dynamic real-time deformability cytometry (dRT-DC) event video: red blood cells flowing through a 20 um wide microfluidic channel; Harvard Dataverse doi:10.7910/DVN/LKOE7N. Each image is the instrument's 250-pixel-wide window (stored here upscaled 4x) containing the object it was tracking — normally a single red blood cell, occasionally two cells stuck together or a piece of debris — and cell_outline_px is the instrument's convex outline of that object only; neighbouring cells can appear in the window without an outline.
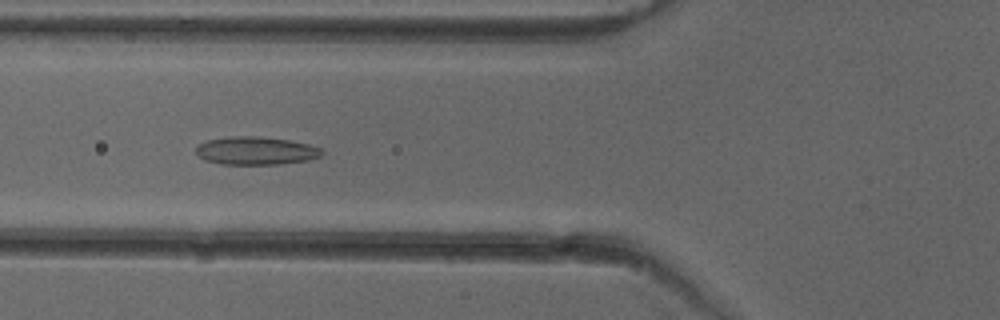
{"species": "common noctule bat (a hibernating species)", "species_latin": "Nyctalus noctula", "temperature_condition": "cold", "stored_images_in_passage": 52, "camera_frame_rate_fps": 3000, "um_per_image_px": 0.085, "animal": {"sex": "female"}, "frame": {"image": 1, "passage_image": 20, "time_ms": 6.333, "image_size_px": [1000, 320], "cell_outline_px": [[324, 152], [320, 156], [308, 160], [280, 164], [220, 164], [204, 160], [196, 152], [196, 148], [200, 144], [208, 140], [232, 136], [256, 136], [288, 140], [308, 144], [320, 148]], "centroid_in_image_um": [21.75, 12.82], "position_along_channel_um": 104.0, "area_um2": 20.4}}
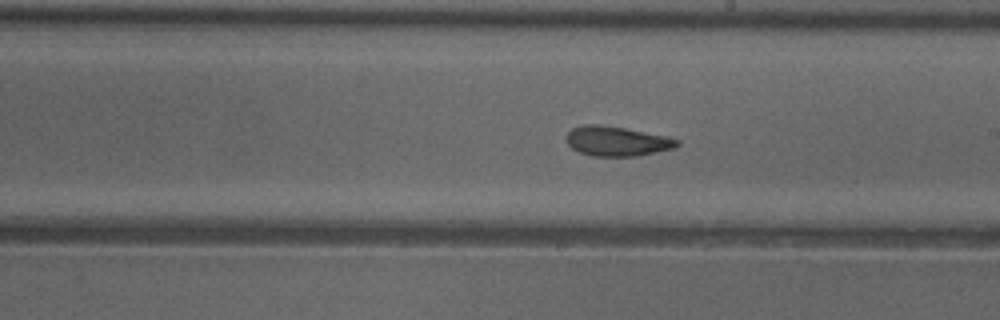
{"frame": {"image": 2, "passage_image": 30, "time_ms": 9.667, "image_size_px": [1000, 320], "cell_outline_px": [[680, 144], [676, 148], [636, 156], [592, 156], [580, 152], [572, 148], [568, 144], [568, 132], [572, 128], [584, 124], [596, 124], [624, 128], [668, 136], [680, 140]], "centroid_in_image_um": [52.48, 12.0], "position_along_channel_um": 236.5, "area_um2": 19.13}}
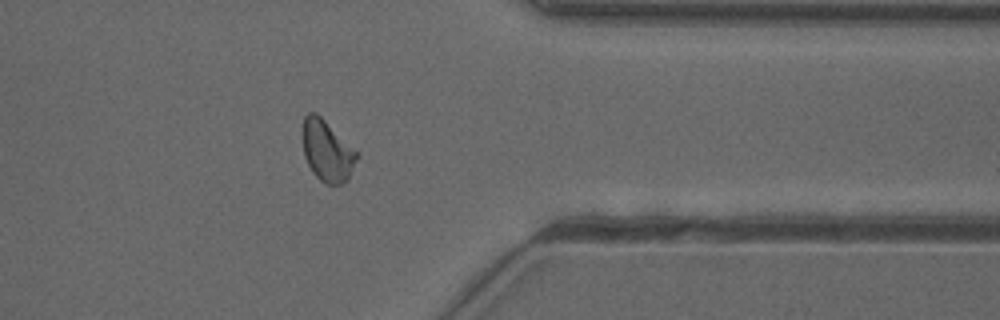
{"frame": {"image": 3, "passage_image": 42, "time_ms": 13.667, "image_size_px": [1000, 320], "cell_outline_px": [[360, 156], [348, 180], [340, 184], [324, 184], [312, 172], [304, 156], [304, 116], [308, 112], [316, 112], [360, 152]], "centroid_in_image_um": [27.87, 12.84], "position_along_channel_um": 383.5, "area_um2": 19.54}, "authors_computed_cell_mechanics": {"area_um2": 19.5942, "velocity_mm_per_s": 3.9591, "shape_relaxation_time_tau1_ms": null, "shape_relaxation_time_tau2_ms": 1.566, "deformation_change_tau1": null, "deformation_change_tau2": 0.0789}}